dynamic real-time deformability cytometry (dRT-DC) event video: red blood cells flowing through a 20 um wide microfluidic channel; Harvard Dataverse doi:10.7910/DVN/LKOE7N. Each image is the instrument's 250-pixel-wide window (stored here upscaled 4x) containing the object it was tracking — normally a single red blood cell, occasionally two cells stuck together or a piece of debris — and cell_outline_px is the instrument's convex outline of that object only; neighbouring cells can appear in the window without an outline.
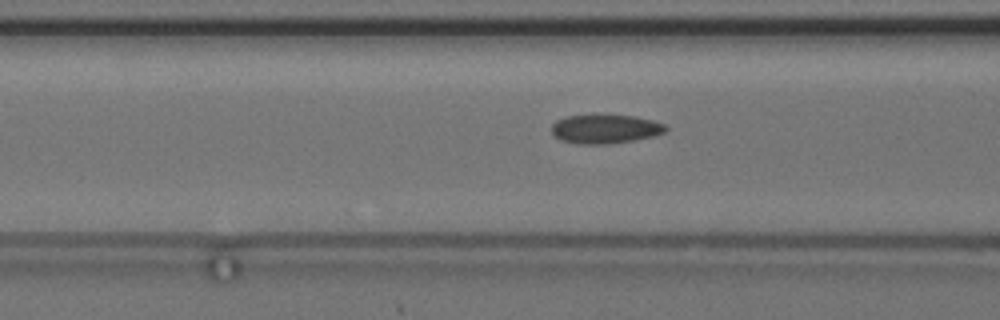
{"species": "common noctule bat (a hibernating species)", "species_latin": "Nyctalus noctula", "temperature_condition": "cold", "stored_images_in_passage": 19, "camera_frame_rate_fps": 3000, "um_per_image_px": 0.085, "animal": {"sex": "female", "body_mass_g": 24.6, "forearm_length_mm": 56.2}, "frame": {"image": 1, "passage_image": 11, "time_ms": 3.333, "image_size_px": [1000, 320], "cell_outline_px": [[668, 128], [664, 132], [652, 136], [632, 140], [608, 144], [580, 144], [560, 140], [552, 136], [552, 124], [556, 120], [568, 116], [636, 116], [652, 120], [664, 124]], "centroid_in_image_um": [51.41, 10.98], "position_along_channel_um": 115.2, "area_um2": 18.96}}
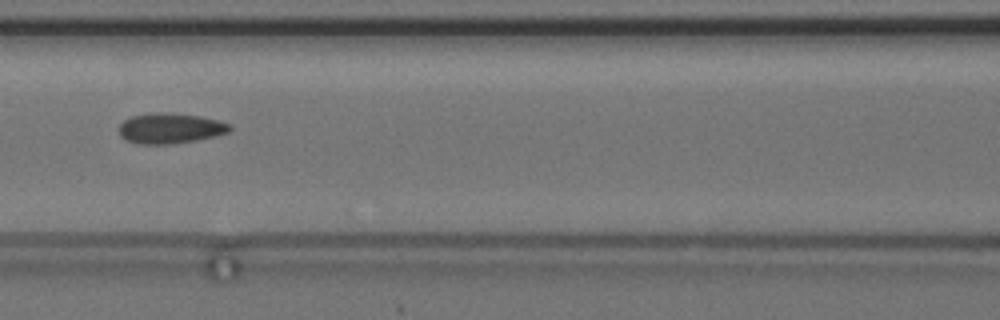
{"frame": {"image": 2, "passage_image": 14, "time_ms": 4.333, "image_size_px": [1000, 320], "cell_outline_px": [[232, 128], [228, 132], [216, 136], [196, 140], [172, 144], [140, 144], [124, 140], [120, 136], [120, 124], [124, 120], [132, 116], [156, 112], [164, 112], [200, 116], [232, 124]], "centroid_in_image_um": [14.47, 10.91], "position_along_channel_um": 152.1, "area_um2": 19.65}}